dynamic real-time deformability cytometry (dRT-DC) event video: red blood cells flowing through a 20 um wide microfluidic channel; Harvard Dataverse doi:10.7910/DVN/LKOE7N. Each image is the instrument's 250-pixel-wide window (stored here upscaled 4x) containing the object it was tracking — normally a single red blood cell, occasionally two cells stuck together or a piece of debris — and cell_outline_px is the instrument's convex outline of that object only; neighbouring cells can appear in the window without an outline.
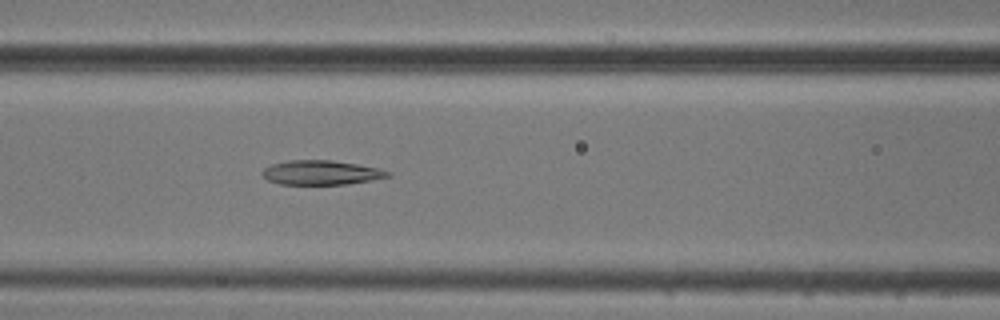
{"species": "common noctule bat (a hibernating species)", "species_latin": "Nyctalus noctula", "temperature_condition": "cold", "stored_images_in_passage": 44, "camera_frame_rate_fps": 3000, "um_per_image_px": 0.085, "animal": {"sex": "male", "body_mass_g": 20.5, "forearm_length_mm": 52.5}, "frame": {"image": 1, "passage_image": 13, "time_ms": 4.0, "image_size_px": [1000, 320], "cell_outline_px": [[392, 176], [344, 184], [280, 184], [268, 180], [260, 172], [264, 168], [272, 164], [288, 160], [332, 160], [356, 164], [376, 168], [392, 172]], "centroid_in_image_um": [27.27, 14.66], "position_along_channel_um": 139.3, "area_um2": 17.63}}
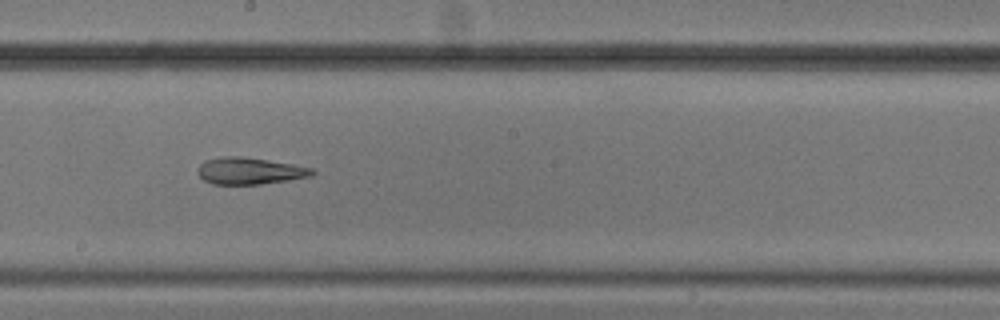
{"frame": {"image": 2, "passage_image": 20, "time_ms": 6.333, "image_size_px": [1000, 320], "cell_outline_px": [[316, 172], [312, 176], [288, 180], [260, 184], [212, 184], [204, 180], [196, 172], [196, 168], [204, 160], [224, 156], [240, 156], [268, 160], [292, 164], [312, 168]], "centroid_in_image_um": [21.19, 14.52], "position_along_channel_um": 227.0, "area_um2": 17.92}}
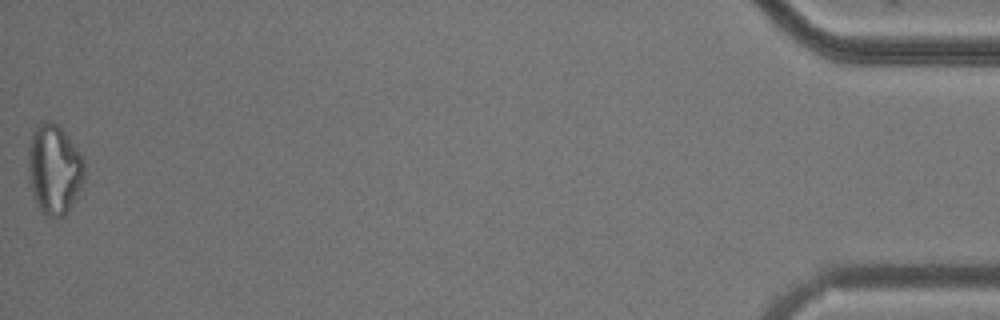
{"frame": {"image": 3, "passage_image": 44, "time_ms": 14.333, "image_size_px": [1000, 320], "cell_outline_px": [[84, 180], [80, 188], [64, 216], [56, 220], [52, 220], [40, 208], [32, 192], [28, 168], [28, 144], [32, 132], [36, 124], [44, 120], [52, 120], [60, 124], [84, 156]], "centroid_in_image_um": [4.62, 14.31], "position_along_channel_um": 430.6, "area_um2": 29.94}, "authors_computed_cell_mechanics": {"area_um2": 19.7387, "velocity_mm_per_s": 3.7503, "shape_relaxation_time_tau1_ms": null, "shape_relaxation_time_tau2_ms": 8.1887, "deformation_change_tau1": null, "deformation_change_tau2": 0.219}}